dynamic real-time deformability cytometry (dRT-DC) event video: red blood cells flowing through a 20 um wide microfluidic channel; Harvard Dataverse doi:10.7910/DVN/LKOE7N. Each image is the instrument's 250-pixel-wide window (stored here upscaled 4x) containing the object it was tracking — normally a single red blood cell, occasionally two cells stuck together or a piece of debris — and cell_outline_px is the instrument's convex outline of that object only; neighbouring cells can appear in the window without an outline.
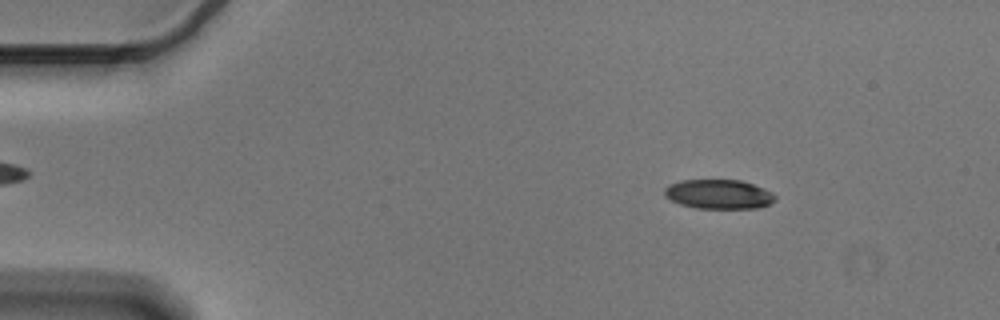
{"species": "Egyptian fruit bat (a non-hibernating species)", "species_latin": "Rousettus aegyptiacus", "temperature_condition": "cold", "stored_images_in_passage": 56, "camera_frame_rate_fps": 3000, "um_per_image_px": 0.085, "animal": {"sex": "male"}, "frame": {"image": 1, "passage_image": 8, "time_ms": 2.333, "image_size_px": [1000, 320], "cell_outline_px": [[776, 200], [768, 204], [756, 208], [696, 208], [680, 204], [664, 196], [664, 188], [668, 184], [680, 180], [740, 180], [764, 188], [772, 192], [776, 196]], "centroid_in_image_um": [61.07, 16.5], "position_along_channel_um": 23.9, "area_um2": 18.96}}
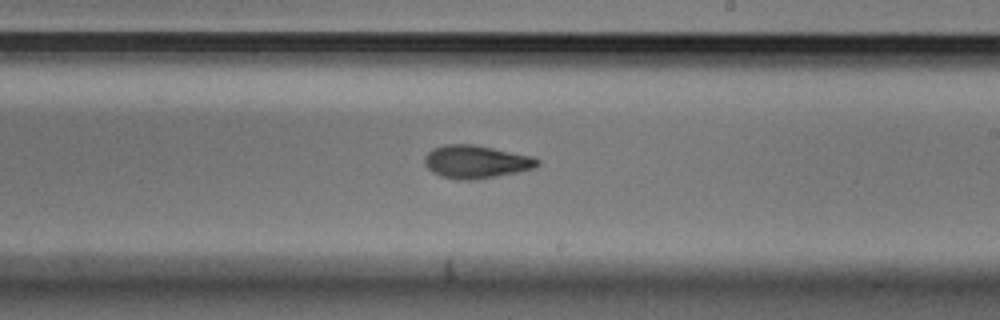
{"frame": {"image": 2, "passage_image": 33, "time_ms": 10.667, "image_size_px": [1000, 320], "cell_outline_px": [[540, 164], [536, 168], [520, 172], [472, 180], [456, 180], [440, 176], [432, 172], [424, 164], [424, 156], [432, 148], [444, 144], [476, 144], [536, 156], [540, 160]], "centroid_in_image_um": [40.5, 13.74], "position_along_channel_um": 248.5, "area_um2": 22.31}}
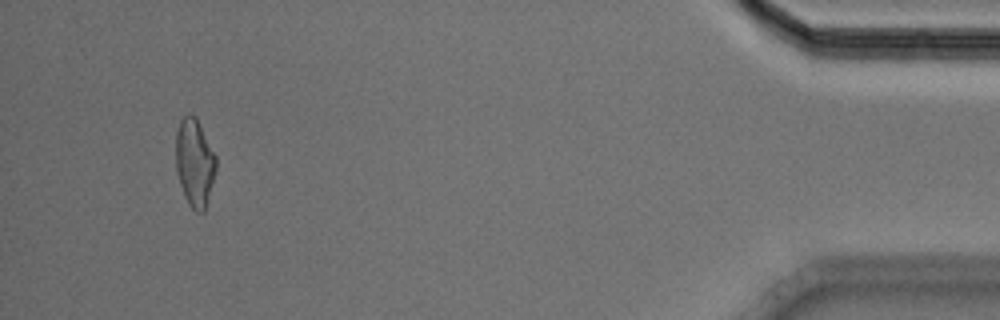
{"frame": {"image": 3, "passage_image": 53, "time_ms": 17.333, "image_size_px": [1000, 320], "cell_outline_px": [[216, 172], [204, 212], [196, 212], [188, 204], [184, 196], [180, 184], [176, 168], [176, 132], [180, 120], [188, 112], [192, 112], [196, 116], [216, 156]], "centroid_in_image_um": [16.54, 13.79], "position_along_channel_um": 418.7, "area_um2": 20.75}, "authors_computed_cell_mechanics": {"area_um2": 20.6635, "velocity_mm_per_s": 3.583, "shape_relaxation_time_tau1_ms": 4.882, "shape_relaxation_time_tau2_ms": 3.0734, "deformation_change_tau1": 0.1506, "deformation_change_tau2": 0.0964}}